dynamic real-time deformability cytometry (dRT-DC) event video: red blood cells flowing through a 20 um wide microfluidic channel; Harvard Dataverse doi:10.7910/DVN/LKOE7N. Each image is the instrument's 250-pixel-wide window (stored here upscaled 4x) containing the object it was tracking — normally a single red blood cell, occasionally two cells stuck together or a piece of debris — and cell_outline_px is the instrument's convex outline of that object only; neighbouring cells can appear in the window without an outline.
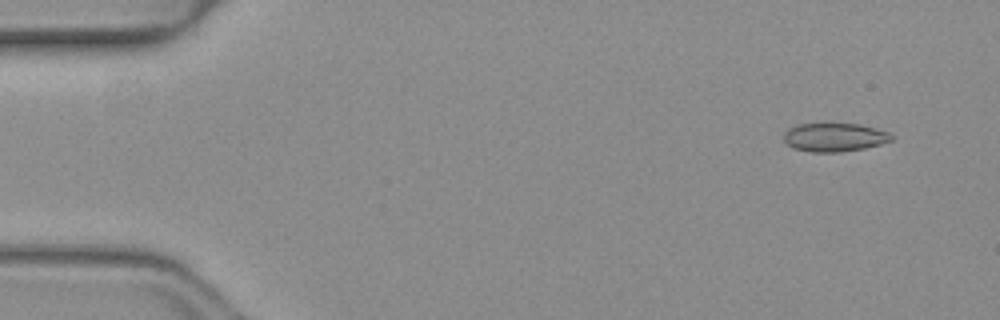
{"species": "common noctule bat (a hibernating species)", "species_latin": "Nyctalus noctula", "temperature_condition": "warm", "stored_images_in_passage": 6, "camera_frame_rate_fps": 3000, "um_per_image_px": 0.085, "animal": {"sex": "female", "body_mass_g": 19.3, "forearm_length_mm": 54.1}, "frame": {"image": 1, "passage_image": 1, "time_ms": 0.0, "image_size_px": [1000, 320], "cell_outline_px": [[892, 140], [880, 144], [864, 148], [840, 152], [812, 152], [792, 148], [784, 140], [784, 132], [788, 128], [796, 124], [828, 120], [860, 124], [876, 128], [888, 132], [892, 136]], "centroid_in_image_um": [70.88, 11.61], "position_along_channel_um": 14.1, "area_um2": 18.79}}